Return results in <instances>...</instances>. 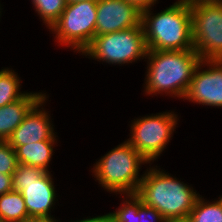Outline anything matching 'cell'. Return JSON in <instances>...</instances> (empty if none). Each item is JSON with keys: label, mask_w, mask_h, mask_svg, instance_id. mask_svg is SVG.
Instances as JSON below:
<instances>
[{"label": "cell", "mask_w": 222, "mask_h": 222, "mask_svg": "<svg viewBox=\"0 0 222 222\" xmlns=\"http://www.w3.org/2000/svg\"><path fill=\"white\" fill-rule=\"evenodd\" d=\"M144 94L184 99L201 59L194 49L180 51L147 50Z\"/></svg>", "instance_id": "6da1fadb"}, {"label": "cell", "mask_w": 222, "mask_h": 222, "mask_svg": "<svg viewBox=\"0 0 222 222\" xmlns=\"http://www.w3.org/2000/svg\"><path fill=\"white\" fill-rule=\"evenodd\" d=\"M144 171L137 195L167 222H186L200 194L168 172L151 166Z\"/></svg>", "instance_id": "7a4b0ae2"}, {"label": "cell", "mask_w": 222, "mask_h": 222, "mask_svg": "<svg viewBox=\"0 0 222 222\" xmlns=\"http://www.w3.org/2000/svg\"><path fill=\"white\" fill-rule=\"evenodd\" d=\"M153 7L141 11L147 49L163 51L194 49L190 4L177 0L155 14L151 11Z\"/></svg>", "instance_id": "3957f363"}, {"label": "cell", "mask_w": 222, "mask_h": 222, "mask_svg": "<svg viewBox=\"0 0 222 222\" xmlns=\"http://www.w3.org/2000/svg\"><path fill=\"white\" fill-rule=\"evenodd\" d=\"M149 162L127 141L114 147L93 164L91 172L101 187L115 194H136L144 176L142 165Z\"/></svg>", "instance_id": "277c9868"}, {"label": "cell", "mask_w": 222, "mask_h": 222, "mask_svg": "<svg viewBox=\"0 0 222 222\" xmlns=\"http://www.w3.org/2000/svg\"><path fill=\"white\" fill-rule=\"evenodd\" d=\"M51 174L39 167L21 163H18L16 171L12 174L13 190L21 192L28 215L33 221H58L50 213L58 201Z\"/></svg>", "instance_id": "5b68a950"}, {"label": "cell", "mask_w": 222, "mask_h": 222, "mask_svg": "<svg viewBox=\"0 0 222 222\" xmlns=\"http://www.w3.org/2000/svg\"><path fill=\"white\" fill-rule=\"evenodd\" d=\"M147 50L144 29L140 23L129 29L95 35L81 55L98 62L121 66L146 59Z\"/></svg>", "instance_id": "8992f818"}, {"label": "cell", "mask_w": 222, "mask_h": 222, "mask_svg": "<svg viewBox=\"0 0 222 222\" xmlns=\"http://www.w3.org/2000/svg\"><path fill=\"white\" fill-rule=\"evenodd\" d=\"M97 1L67 3L60 18L50 28L59 46L82 53L95 38Z\"/></svg>", "instance_id": "52a82bcc"}, {"label": "cell", "mask_w": 222, "mask_h": 222, "mask_svg": "<svg viewBox=\"0 0 222 222\" xmlns=\"http://www.w3.org/2000/svg\"><path fill=\"white\" fill-rule=\"evenodd\" d=\"M178 118L173 111L138 117L131 121V135L126 141L149 163H153L172 139Z\"/></svg>", "instance_id": "ba28073f"}, {"label": "cell", "mask_w": 222, "mask_h": 222, "mask_svg": "<svg viewBox=\"0 0 222 222\" xmlns=\"http://www.w3.org/2000/svg\"><path fill=\"white\" fill-rule=\"evenodd\" d=\"M194 50L201 60H222V3H190Z\"/></svg>", "instance_id": "9c48e42d"}, {"label": "cell", "mask_w": 222, "mask_h": 222, "mask_svg": "<svg viewBox=\"0 0 222 222\" xmlns=\"http://www.w3.org/2000/svg\"><path fill=\"white\" fill-rule=\"evenodd\" d=\"M184 100L222 108V60L200 61Z\"/></svg>", "instance_id": "30bf717a"}, {"label": "cell", "mask_w": 222, "mask_h": 222, "mask_svg": "<svg viewBox=\"0 0 222 222\" xmlns=\"http://www.w3.org/2000/svg\"><path fill=\"white\" fill-rule=\"evenodd\" d=\"M47 99L48 96L45 95L30 109L22 123L7 140L14 150L21 145L39 141H58L49 111L43 107Z\"/></svg>", "instance_id": "8fae6325"}, {"label": "cell", "mask_w": 222, "mask_h": 222, "mask_svg": "<svg viewBox=\"0 0 222 222\" xmlns=\"http://www.w3.org/2000/svg\"><path fill=\"white\" fill-rule=\"evenodd\" d=\"M141 23V10L127 0H97L95 35L117 32Z\"/></svg>", "instance_id": "7c38bea8"}, {"label": "cell", "mask_w": 222, "mask_h": 222, "mask_svg": "<svg viewBox=\"0 0 222 222\" xmlns=\"http://www.w3.org/2000/svg\"><path fill=\"white\" fill-rule=\"evenodd\" d=\"M43 92H28L23 98L0 107V140L7 141L30 109L44 97Z\"/></svg>", "instance_id": "4fadbf2b"}, {"label": "cell", "mask_w": 222, "mask_h": 222, "mask_svg": "<svg viewBox=\"0 0 222 222\" xmlns=\"http://www.w3.org/2000/svg\"><path fill=\"white\" fill-rule=\"evenodd\" d=\"M118 207L110 212L113 222H167L155 208L146 206L137 194H124V198L122 194V203Z\"/></svg>", "instance_id": "5bb4252c"}, {"label": "cell", "mask_w": 222, "mask_h": 222, "mask_svg": "<svg viewBox=\"0 0 222 222\" xmlns=\"http://www.w3.org/2000/svg\"><path fill=\"white\" fill-rule=\"evenodd\" d=\"M57 141H39L32 144L21 145L15 151L18 163L39 167L49 172L54 146Z\"/></svg>", "instance_id": "9a60e30c"}, {"label": "cell", "mask_w": 222, "mask_h": 222, "mask_svg": "<svg viewBox=\"0 0 222 222\" xmlns=\"http://www.w3.org/2000/svg\"><path fill=\"white\" fill-rule=\"evenodd\" d=\"M0 216L4 222H34L21 192L14 190L0 195Z\"/></svg>", "instance_id": "2e32d148"}, {"label": "cell", "mask_w": 222, "mask_h": 222, "mask_svg": "<svg viewBox=\"0 0 222 222\" xmlns=\"http://www.w3.org/2000/svg\"><path fill=\"white\" fill-rule=\"evenodd\" d=\"M21 81L14 70L8 67L0 70V107L11 104L28 93L20 91Z\"/></svg>", "instance_id": "e0dca14e"}, {"label": "cell", "mask_w": 222, "mask_h": 222, "mask_svg": "<svg viewBox=\"0 0 222 222\" xmlns=\"http://www.w3.org/2000/svg\"><path fill=\"white\" fill-rule=\"evenodd\" d=\"M218 199L206 201L199 195L186 222H222V198Z\"/></svg>", "instance_id": "ac0fdd59"}, {"label": "cell", "mask_w": 222, "mask_h": 222, "mask_svg": "<svg viewBox=\"0 0 222 222\" xmlns=\"http://www.w3.org/2000/svg\"><path fill=\"white\" fill-rule=\"evenodd\" d=\"M37 15L50 29L64 11L66 0H31Z\"/></svg>", "instance_id": "d6986e66"}, {"label": "cell", "mask_w": 222, "mask_h": 222, "mask_svg": "<svg viewBox=\"0 0 222 222\" xmlns=\"http://www.w3.org/2000/svg\"><path fill=\"white\" fill-rule=\"evenodd\" d=\"M18 166L16 151L8 141L0 140V173L12 175Z\"/></svg>", "instance_id": "ffe728a7"}, {"label": "cell", "mask_w": 222, "mask_h": 222, "mask_svg": "<svg viewBox=\"0 0 222 222\" xmlns=\"http://www.w3.org/2000/svg\"><path fill=\"white\" fill-rule=\"evenodd\" d=\"M13 190L12 175L0 173V195Z\"/></svg>", "instance_id": "44dd1931"}, {"label": "cell", "mask_w": 222, "mask_h": 222, "mask_svg": "<svg viewBox=\"0 0 222 222\" xmlns=\"http://www.w3.org/2000/svg\"><path fill=\"white\" fill-rule=\"evenodd\" d=\"M58 222H61L58 220ZM70 222H113L111 213L109 212L108 214L96 216V217H87L86 219L83 218L82 220H76V221H70Z\"/></svg>", "instance_id": "7402d4cb"}, {"label": "cell", "mask_w": 222, "mask_h": 222, "mask_svg": "<svg viewBox=\"0 0 222 222\" xmlns=\"http://www.w3.org/2000/svg\"><path fill=\"white\" fill-rule=\"evenodd\" d=\"M127 1L134 4L141 11L154 6L156 2H158V0H127Z\"/></svg>", "instance_id": "603a6c76"}, {"label": "cell", "mask_w": 222, "mask_h": 222, "mask_svg": "<svg viewBox=\"0 0 222 222\" xmlns=\"http://www.w3.org/2000/svg\"><path fill=\"white\" fill-rule=\"evenodd\" d=\"M190 3H222V0H182Z\"/></svg>", "instance_id": "cb8c5ba5"}, {"label": "cell", "mask_w": 222, "mask_h": 222, "mask_svg": "<svg viewBox=\"0 0 222 222\" xmlns=\"http://www.w3.org/2000/svg\"><path fill=\"white\" fill-rule=\"evenodd\" d=\"M67 3H74V2H78V1H88V0H66ZM92 1H97V0H92Z\"/></svg>", "instance_id": "d4e9b609"}]
</instances>
